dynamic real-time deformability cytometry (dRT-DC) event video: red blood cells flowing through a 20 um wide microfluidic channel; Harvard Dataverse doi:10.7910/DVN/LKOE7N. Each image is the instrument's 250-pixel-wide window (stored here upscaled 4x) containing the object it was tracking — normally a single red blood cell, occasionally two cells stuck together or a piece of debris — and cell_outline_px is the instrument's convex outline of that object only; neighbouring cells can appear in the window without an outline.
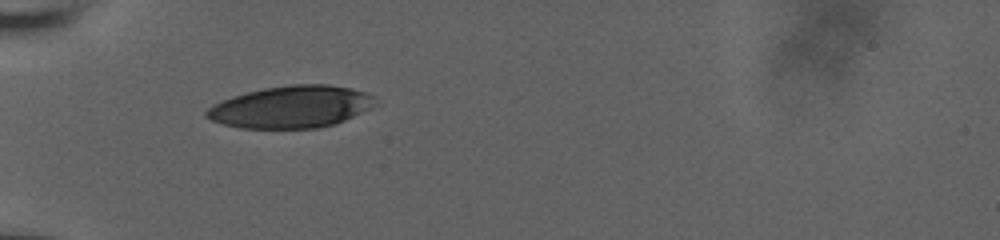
{"species": "human", "species_latin": "Homo sapiens", "temperature_condition": "room temperature", "stored_images_in_passage": 2, "camera_frame_rate_fps": 3000, "um_per_image_px": 0.085, "donor": {"sex": "male"}, "frame": {"image": 1, "passage_image": 1, "time_ms": 0.0, "image_size_px": [1000, 240], "cell_outline_px": [[372, 96], [368, 108], [336, 124], [316, 128], [240, 128], [224, 124], [212, 120], [204, 116], [204, 112], [212, 104], [232, 96], [264, 88], [288, 84], [328, 84], [352, 88], [364, 92]], "centroid_in_image_um": [24.65, 9.08], "position_along_channel_um": 60.3, "area_um2": 40.92}}